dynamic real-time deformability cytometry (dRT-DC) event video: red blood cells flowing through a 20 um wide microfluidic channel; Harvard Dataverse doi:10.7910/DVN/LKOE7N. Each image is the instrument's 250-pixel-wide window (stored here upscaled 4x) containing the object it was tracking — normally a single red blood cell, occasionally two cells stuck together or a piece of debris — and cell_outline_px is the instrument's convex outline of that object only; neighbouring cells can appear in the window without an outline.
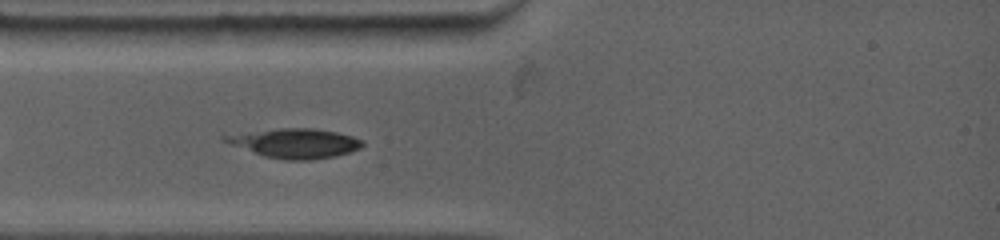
{"species": "common noctule bat (a hibernating species)", "species_latin": "Nyctalus noctula", "temperature_condition": "warm", "stored_images_in_passage": 39, "camera_frame_rate_fps": 4500, "um_per_image_px": 0.085, "animal": {"sex": "female", "body_mass_g": 19.0, "forearm_length_mm": 53.3}, "frame": {"image": 1, "passage_image": 1, "time_ms": 0.0, "image_size_px": [1000, 240], "cell_outline_px": [[364, 144], [360, 148], [336, 156], [308, 160], [284, 160], [264, 156], [220, 140], [220, 136], [224, 132], [280, 128], [312, 128], [336, 132], [352, 136], [364, 140]], "centroid_in_image_um": [24.95, 12.14], "position_along_channel_um": 60.0, "area_um2": 24.1}}
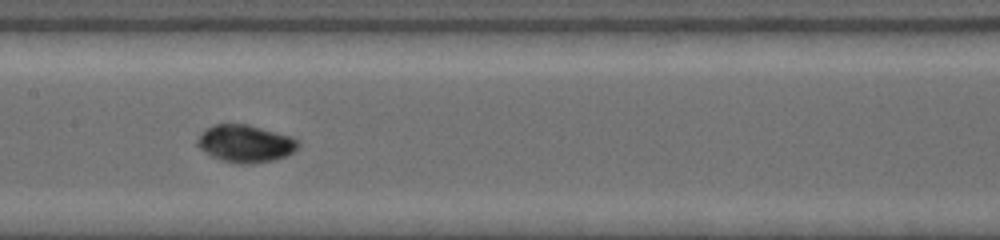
{"frame": {"image": 2, "passage_image": 12, "time_ms": 3.333, "image_size_px": [1000, 240], "cell_outline_px": [[300, 148], [276, 160], [244, 164], [236, 164], [220, 160], [204, 152], [196, 144], [196, 140], [204, 128], [216, 124], [248, 124], [292, 136], [300, 140]], "centroid_in_image_um": [20.86, 12.2], "position_along_channel_um": 186.5, "area_um2": 22.31}}
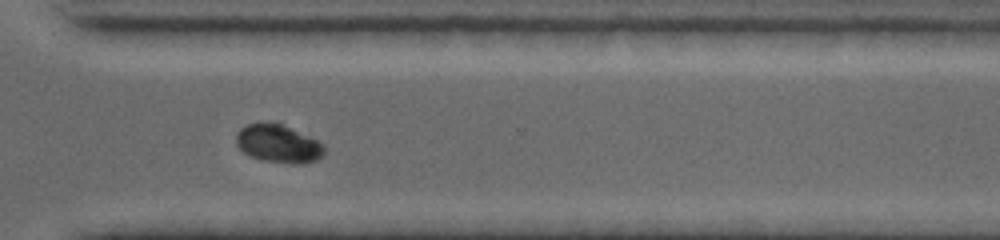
{"frame": {"image": 3, "passage_image": 29, "time_ms": 7.556, "image_size_px": [1000, 240], "cell_outline_px": [[324, 152], [316, 160], [300, 164], [292, 164], [264, 160], [252, 156], [244, 152], [236, 144], [236, 132], [240, 128], [248, 124], [280, 124], [308, 136], [324, 144]], "centroid_in_image_um": [23.65, 12.24], "position_along_channel_um": 347.0, "area_um2": 18.96}}